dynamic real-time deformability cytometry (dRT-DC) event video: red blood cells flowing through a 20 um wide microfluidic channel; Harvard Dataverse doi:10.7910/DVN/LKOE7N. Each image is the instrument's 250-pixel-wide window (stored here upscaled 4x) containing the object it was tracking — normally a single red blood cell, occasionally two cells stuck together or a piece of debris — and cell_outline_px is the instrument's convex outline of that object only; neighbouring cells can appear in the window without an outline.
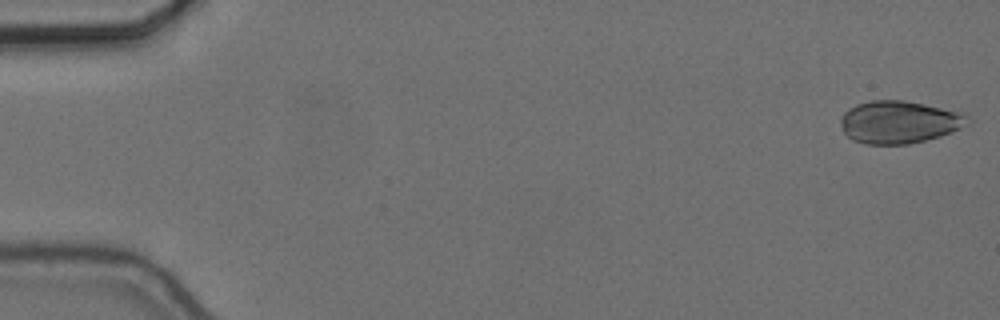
{"species": "common noctule bat (a hibernating species)", "species_latin": "Nyctalus noctula", "temperature_condition": "cold", "stored_images_in_passage": 56, "camera_frame_rate_fps": 3000, "um_per_image_px": 0.085, "animal": {"sex": "female", "body_mass_g": 24.6, "forearm_length_mm": 56.2}, "frame": {"image": 1, "passage_image": 1, "time_ms": 0.0, "image_size_px": [1000, 320], "cell_outline_px": [[972, 120], [968, 124], [960, 128], [940, 136], [908, 144], [864, 144], [852, 140], [844, 132], [840, 124], [840, 120], [844, 112], [848, 108], [856, 104], [872, 100], [904, 100], [964, 112]], "centroid_in_image_um": [76.43, 10.37], "position_along_channel_um": 8.6, "area_um2": 31.67}}
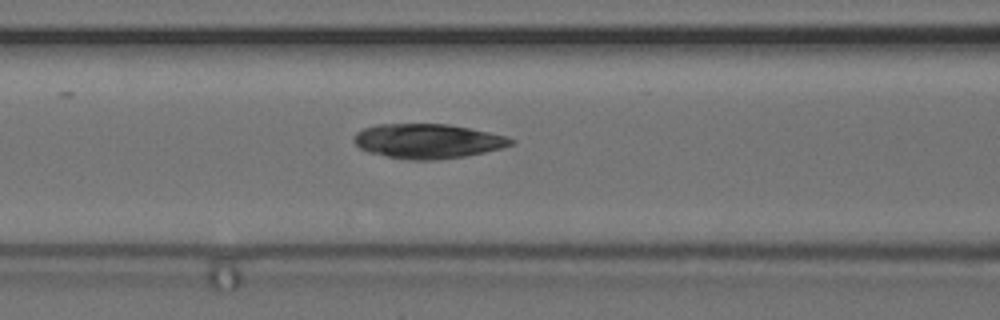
{"frame": {"image": 2, "passage_image": 23, "time_ms": 7.333, "image_size_px": [1000, 320], "cell_outline_px": [[516, 144], [504, 148], [464, 156], [436, 160], [408, 160], [368, 152], [360, 148], [352, 140], [356, 132], [364, 128], [376, 124], [448, 124], [508, 136], [516, 140]], "centroid_in_image_um": [36.38, 11.99], "position_along_channel_um": 130.2, "area_um2": 31.79}}
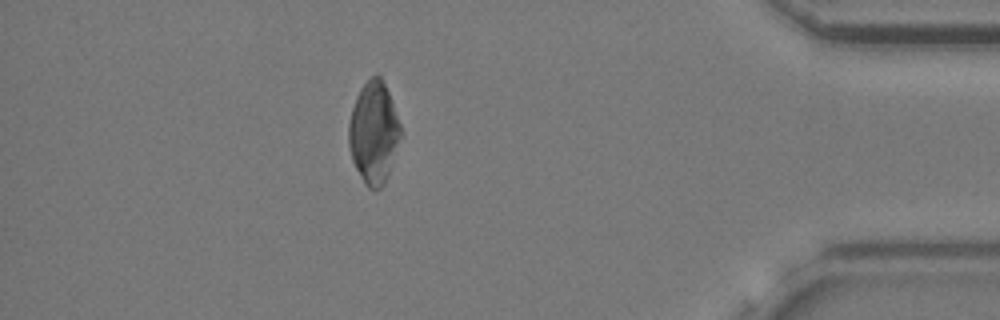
{"frame": {"image": 3, "passage_image": 49, "time_ms": 16.0, "image_size_px": [1000, 320], "cell_outline_px": [[400, 136], [388, 176], [384, 184], [380, 188], [368, 188], [364, 184], [352, 160], [348, 148], [348, 124], [352, 108], [356, 96], [360, 88], [372, 76], [380, 76], [388, 92], [400, 124]], "centroid_in_image_um": [31.73, 11.3], "position_along_channel_um": 403.5, "area_um2": 30.46}}